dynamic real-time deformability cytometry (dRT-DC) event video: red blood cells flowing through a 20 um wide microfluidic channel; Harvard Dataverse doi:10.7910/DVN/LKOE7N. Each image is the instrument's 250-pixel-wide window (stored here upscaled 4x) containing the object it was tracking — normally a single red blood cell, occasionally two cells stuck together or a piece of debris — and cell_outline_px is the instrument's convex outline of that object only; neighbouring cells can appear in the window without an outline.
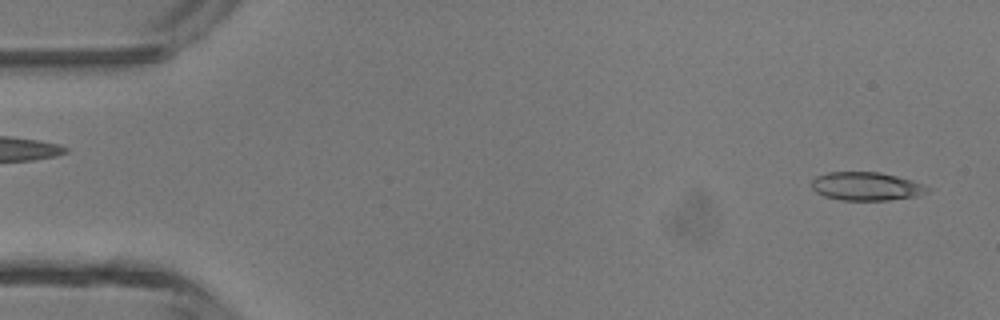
{"species": "common noctule bat (a hibernating species)", "species_latin": "Nyctalus noctula", "temperature_condition": "room temperature", "stored_images_in_passage": 3, "segment_of_instrument_passage": [2, 2], "camera_frame_rate_fps": 3000, "um_per_image_px": 0.085, "animal": {"sex": "male", "body_mass_g": 13.3}, "frame": {"image": 1, "passage_image": 3, "time_ms": 0.667, "image_size_px": [1000, 320], "cell_outline_px": [[928, 192], [916, 196], [888, 200], [840, 200], [824, 196], [816, 192], [812, 188], [812, 180], [816, 176], [828, 172], [880, 172], [912, 180], [928, 188]], "centroid_in_image_um": [73.59, 15.83], "position_along_channel_um": 11.4, "area_um2": 19.02}}